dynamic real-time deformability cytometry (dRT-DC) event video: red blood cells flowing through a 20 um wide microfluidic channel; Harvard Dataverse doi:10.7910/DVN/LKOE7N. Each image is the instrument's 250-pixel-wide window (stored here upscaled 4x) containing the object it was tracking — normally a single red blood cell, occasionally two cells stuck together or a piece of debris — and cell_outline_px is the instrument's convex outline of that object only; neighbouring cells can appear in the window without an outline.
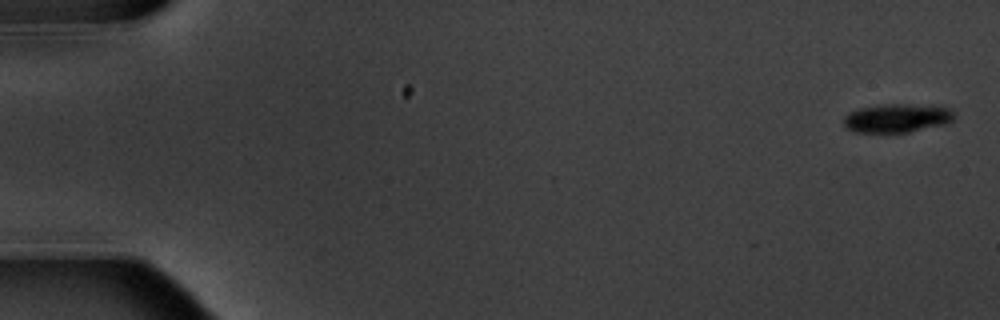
{"species": "common noctule bat (a hibernating species)", "species_latin": "Nyctalus noctula", "temperature_condition": "warm", "stored_images_in_passage": 7, "camera_frame_rate_fps": 3000, "um_per_image_px": 0.085, "animal": {"sex": "male", "body_mass_g": 20.1, "forearm_length_mm": 53.5}, "frame": {"image": 1, "passage_image": 1, "time_ms": 0.0, "image_size_px": [1000, 320], "cell_outline_px": [[956, 116], [948, 124], [908, 132], [852, 132], [844, 124], [844, 116], [848, 112], [860, 108], [884, 104], [904, 104], [948, 108]], "centroid_in_image_um": [76.23, 10.05], "position_along_channel_um": 8.8, "area_um2": 18.32}}
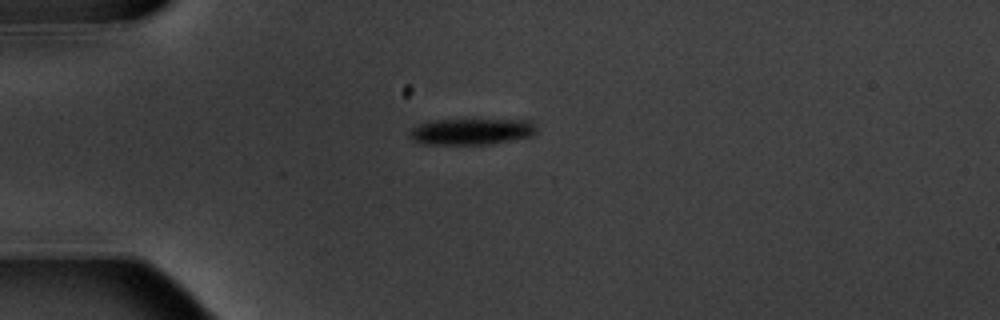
{"frame": {"image": 2, "passage_image": 5, "time_ms": 4.667, "image_size_px": [1000, 320], "cell_outline_px": [[536, 132], [532, 136], [516, 140], [488, 144], [420, 144], [412, 140], [408, 136], [408, 132], [412, 128], [420, 124], [432, 120], [528, 120], [536, 128]], "centroid_in_image_um": [40.03, 11.19], "position_along_channel_um": 45.0, "area_um2": 19.48}}